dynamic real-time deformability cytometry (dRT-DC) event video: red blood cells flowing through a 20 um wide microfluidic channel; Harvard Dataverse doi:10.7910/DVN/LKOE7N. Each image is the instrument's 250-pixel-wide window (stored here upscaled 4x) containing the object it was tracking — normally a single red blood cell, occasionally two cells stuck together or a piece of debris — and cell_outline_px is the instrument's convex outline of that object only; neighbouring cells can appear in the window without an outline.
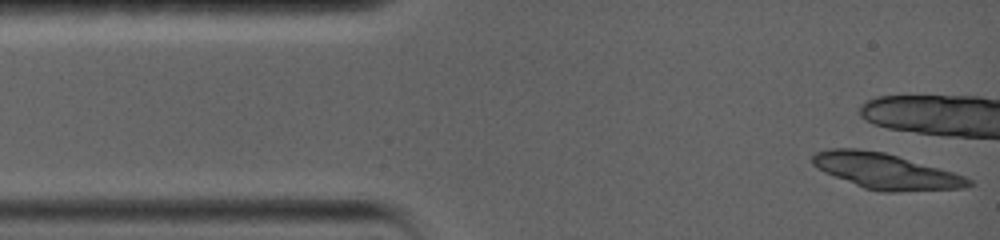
{"species": "common noctule bat (a hibernating species)", "species_latin": "Nyctalus noctula", "temperature_condition": "warm", "stored_images_in_passage": 6, "camera_frame_rate_fps": 5000, "um_per_image_px": 0.085, "animal": {"sex": "female", "body_mass_g": 19.0, "forearm_length_mm": 56.7}, "frame": {"image": 1, "passage_image": 1, "time_ms": 0.0, "image_size_px": [1000, 240], "cell_outline_px": [[972, 184], [964, 188], [896, 192], [880, 192], [864, 188], [824, 172], [816, 168], [812, 164], [812, 156], [816, 152], [828, 148], [856, 148], [884, 152], [940, 168], [964, 176], [972, 180]], "centroid_in_image_um": [75.25, 14.55], "position_along_channel_um": 9.7, "area_um2": 32.31}}